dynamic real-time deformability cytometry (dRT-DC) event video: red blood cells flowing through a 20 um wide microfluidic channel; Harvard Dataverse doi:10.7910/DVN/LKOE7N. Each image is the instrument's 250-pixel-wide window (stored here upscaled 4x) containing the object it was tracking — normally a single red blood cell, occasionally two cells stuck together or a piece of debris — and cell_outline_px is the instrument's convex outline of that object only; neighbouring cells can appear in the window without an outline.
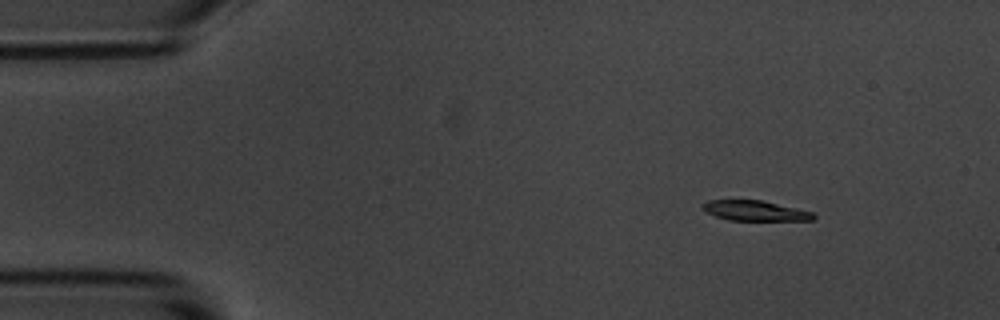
{"species": "common noctule bat (a hibernating species)", "species_latin": "Nyctalus noctula", "temperature_condition": "room temperature", "stored_images_in_passage": 49, "camera_frame_rate_fps": 3000, "um_per_image_px": 0.085, "animal": {"sex": "male", "body_mass_g": 20.1, "forearm_length_mm": 53.5}, "frame": {"image": 1, "passage_image": 1, "time_ms": 0.0, "image_size_px": [1000, 320], "cell_outline_px": [[816, 216], [812, 220], [728, 220], [716, 216], [708, 212], [700, 204], [708, 200], [760, 200], [796, 208], [812, 212]], "centroid_in_image_um": [64.16, 17.91], "position_along_channel_um": 20.8, "area_um2": 12.77}}
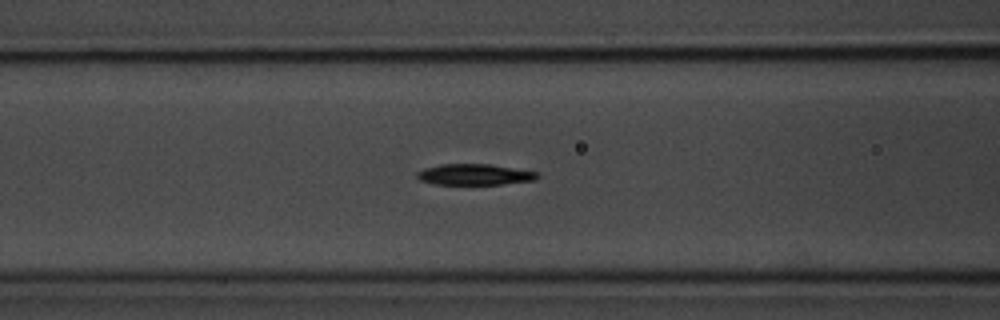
{"frame": {"image": 2, "passage_image": 16, "time_ms": 5.0, "image_size_px": [1000, 320], "cell_outline_px": [[540, 176], [532, 180], [500, 184], [436, 184], [420, 180], [416, 176], [416, 172], [424, 168], [440, 164], [488, 164], [536, 172]], "centroid_in_image_um": [40.27, 14.83], "position_along_channel_um": 126.3, "area_um2": 14.45}}
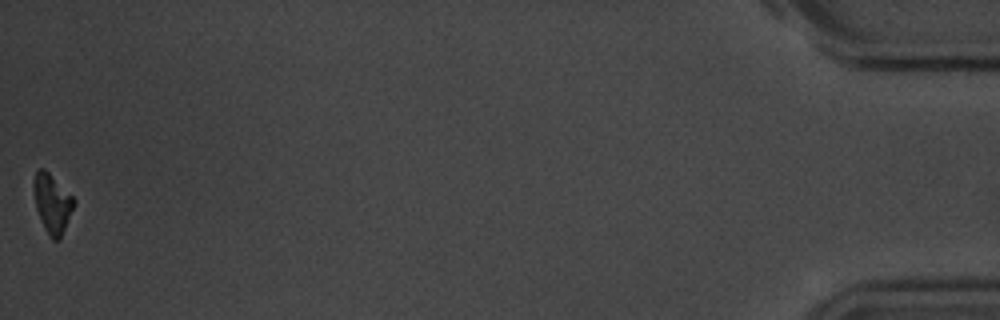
{"frame": {"image": 3, "passage_image": 49, "time_ms": 16.0, "image_size_px": [1000, 320], "cell_outline_px": [[76, 204], [60, 240], [52, 240], [48, 236], [40, 220], [36, 208], [32, 188], [32, 184], [36, 172], [40, 168], [44, 168], [76, 200]], "centroid_in_image_um": [4.44, 17.33], "position_along_channel_um": 430.8, "area_um2": 14.05}, "authors_computed_cell_mechanics": {"area_um2": 15.0858, "velocity_mm_per_s": 3.6569, "shape_relaxation_time_tau1_ms": 2.1807, "shape_relaxation_time_tau2_ms": 5.7246, "deformation_change_tau1": 0.1104, "deformation_change_tau2": 0.1023}}